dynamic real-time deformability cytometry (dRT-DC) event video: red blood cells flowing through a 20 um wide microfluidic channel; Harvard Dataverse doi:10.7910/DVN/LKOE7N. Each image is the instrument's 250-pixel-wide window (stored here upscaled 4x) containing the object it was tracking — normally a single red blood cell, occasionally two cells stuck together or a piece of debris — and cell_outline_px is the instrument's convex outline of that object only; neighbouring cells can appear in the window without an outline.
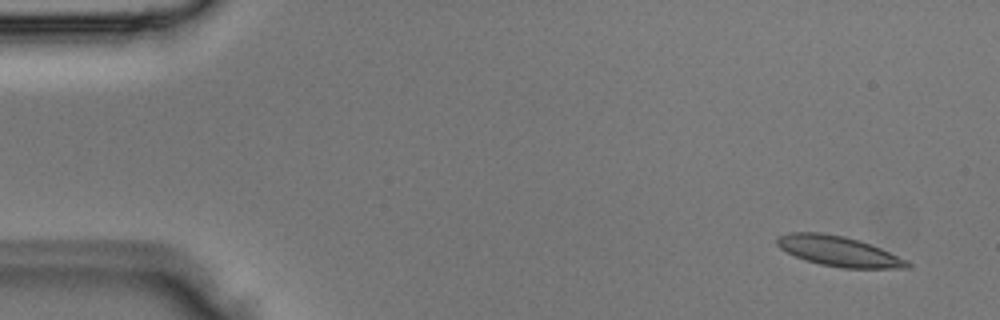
{"species": "Egyptian fruit bat (a non-hibernating species)", "species_latin": "Rousettus aegyptiacus", "temperature_condition": "room temperature", "stored_images_in_passage": 4, "camera_frame_rate_fps": 3000, "um_per_image_px": 0.085, "animal": {"sex": "male"}, "frame": {"image": 1, "passage_image": 1, "time_ms": 0.0, "image_size_px": [1000, 320], "cell_outline_px": [[912, 268], [844, 268], [820, 264], [804, 260], [780, 248], [776, 244], [776, 236], [788, 232], [820, 232], [844, 236], [860, 240], [880, 248], [908, 260], [912, 264]], "centroid_in_image_um": [71.28, 21.35], "position_along_channel_um": 13.7, "area_um2": 23.0}}